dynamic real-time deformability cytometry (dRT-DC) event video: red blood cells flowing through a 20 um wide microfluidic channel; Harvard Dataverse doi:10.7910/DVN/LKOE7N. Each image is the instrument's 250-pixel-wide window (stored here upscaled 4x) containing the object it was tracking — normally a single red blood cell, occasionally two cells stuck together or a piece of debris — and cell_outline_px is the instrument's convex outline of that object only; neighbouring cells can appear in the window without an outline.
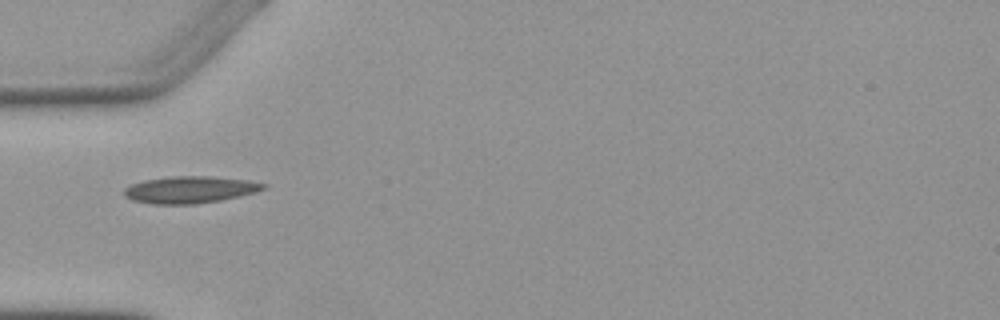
{"species": "Egyptian fruit bat (a non-hibernating species)", "species_latin": "Rousettus aegyptiacus", "temperature_condition": "warm", "stored_images_in_passage": 3, "camera_frame_rate_fps": 3000, "um_per_image_px": 0.085, "animal": {"sex": "female"}, "frame": {"image": 1, "passage_image": 1, "time_ms": 0.0, "image_size_px": [1000, 320], "cell_outline_px": [[268, 188], [256, 192], [240, 196], [220, 200], [196, 204], [152, 204], [132, 200], [124, 196], [124, 188], [132, 184], [144, 180], [172, 176], [212, 176], [248, 180], [268, 184]], "centroid_in_image_um": [16.18, 16.12], "position_along_channel_um": 68.8, "area_um2": 22.02}}
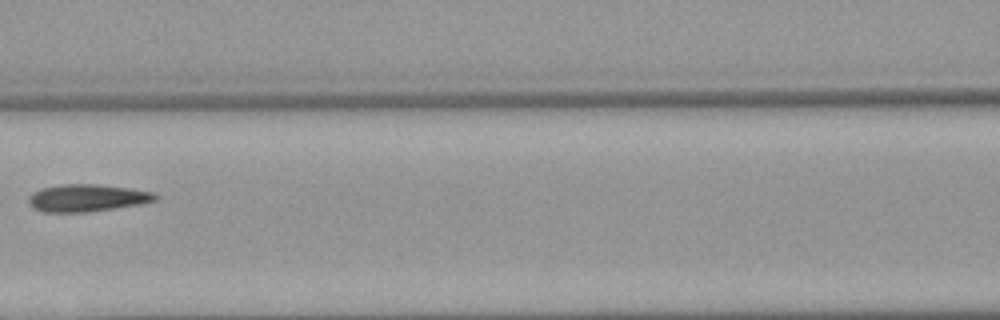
{"frame": {"image": 2, "passage_image": 3, "time_ms": 2.333, "image_size_px": [1000, 320], "cell_outline_px": [[160, 196], [156, 200], [140, 204], [88, 212], [44, 212], [32, 208], [28, 204], [28, 196], [32, 192], [44, 188], [60, 184], [96, 184], [132, 188], [152, 192]], "centroid_in_image_um": [7.38, 16.82], "position_along_channel_um": 159.2, "area_um2": 20.29}}